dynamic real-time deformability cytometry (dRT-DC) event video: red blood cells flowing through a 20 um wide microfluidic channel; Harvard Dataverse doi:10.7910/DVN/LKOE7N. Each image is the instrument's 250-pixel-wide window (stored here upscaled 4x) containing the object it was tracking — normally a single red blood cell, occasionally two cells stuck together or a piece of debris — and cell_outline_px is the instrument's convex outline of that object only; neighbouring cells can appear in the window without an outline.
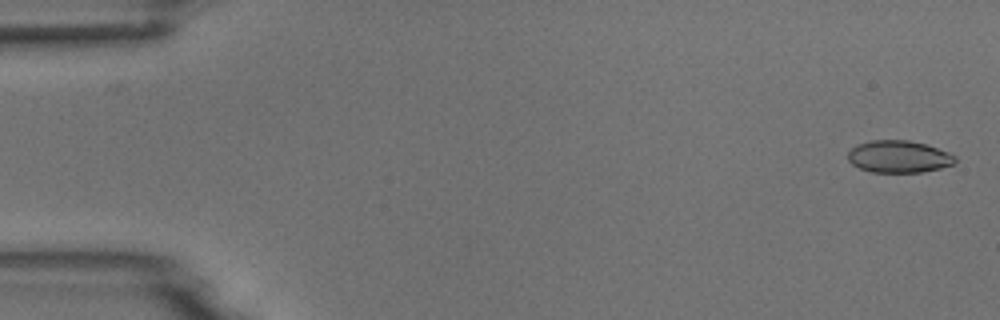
{"species": "common noctule bat (a hibernating species)", "species_latin": "Nyctalus noctula", "temperature_condition": "room temperature", "stored_images_in_passage": 14, "camera_frame_rate_fps": 3000, "um_per_image_px": 0.085, "animal": {"sex": "male", "body_mass_g": 18.8}, "frame": {"image": 1, "passage_image": 1, "time_ms": 0.0, "image_size_px": [1000, 320], "cell_outline_px": [[956, 160], [952, 164], [940, 168], [920, 172], [872, 172], [860, 168], [852, 164], [848, 160], [848, 152], [856, 144], [872, 140], [908, 140], [924, 144], [948, 152], [956, 156]], "centroid_in_image_um": [76.37, 13.31], "position_along_channel_um": 8.6, "area_um2": 19.94}}
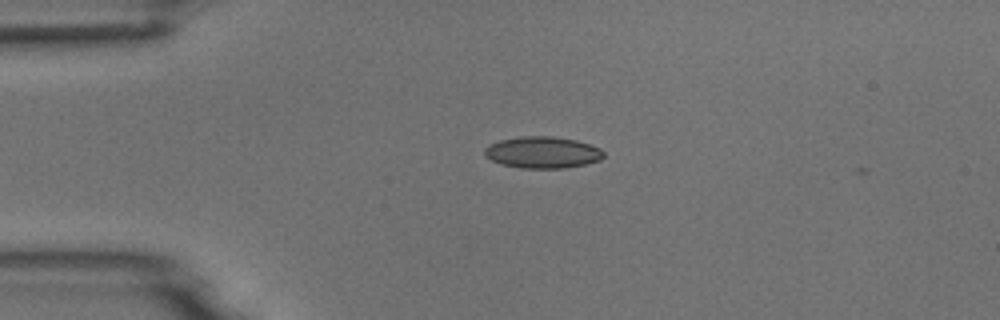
{"frame": {"image": 2, "passage_image": 12, "time_ms": 3.667, "image_size_px": [1000, 320], "cell_outline_px": [[604, 156], [600, 160], [584, 164], [564, 168], [520, 168], [500, 164], [492, 160], [484, 152], [484, 148], [500, 140], [524, 136], [552, 136], [576, 140], [600, 148], [604, 152]], "centroid_in_image_um": [46.13, 12.95], "position_along_channel_um": 38.9, "area_um2": 21.73}}